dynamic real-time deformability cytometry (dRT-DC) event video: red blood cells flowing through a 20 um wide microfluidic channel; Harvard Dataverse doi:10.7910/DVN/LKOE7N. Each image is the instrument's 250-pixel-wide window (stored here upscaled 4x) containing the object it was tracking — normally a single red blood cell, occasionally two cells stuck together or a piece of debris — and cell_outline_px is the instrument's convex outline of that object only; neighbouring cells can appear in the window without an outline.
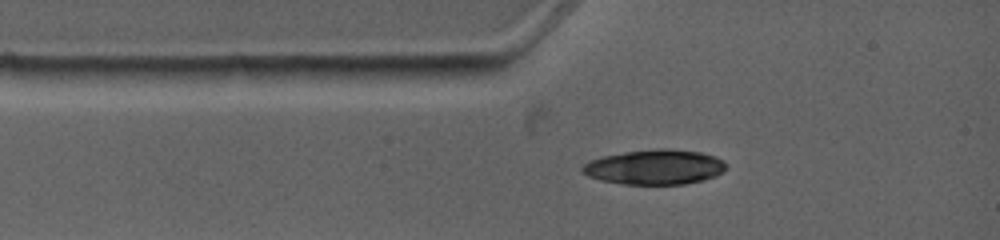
{"species": "common noctule bat (a hibernating species)", "species_latin": "Nyctalus noctula", "temperature_condition": "warm", "stored_images_in_passage": 2, "camera_frame_rate_fps": 4500, "um_per_image_px": 0.085, "animal": {"sex": "female", "body_mass_g": 19.0, "forearm_length_mm": 53.3}, "frame": {"image": 1, "passage_image": 1, "time_ms": 0.0, "image_size_px": [1000, 240], "cell_outline_px": [[724, 172], [716, 176], [704, 180], [684, 184], [624, 184], [600, 180], [588, 176], [580, 172], [580, 168], [584, 164], [592, 160], [604, 156], [624, 152], [656, 148], [668, 148], [700, 152], [716, 156], [724, 160]], "centroid_in_image_um": [55.66, 14.2], "position_along_channel_um": 29.3, "area_um2": 29.36}}